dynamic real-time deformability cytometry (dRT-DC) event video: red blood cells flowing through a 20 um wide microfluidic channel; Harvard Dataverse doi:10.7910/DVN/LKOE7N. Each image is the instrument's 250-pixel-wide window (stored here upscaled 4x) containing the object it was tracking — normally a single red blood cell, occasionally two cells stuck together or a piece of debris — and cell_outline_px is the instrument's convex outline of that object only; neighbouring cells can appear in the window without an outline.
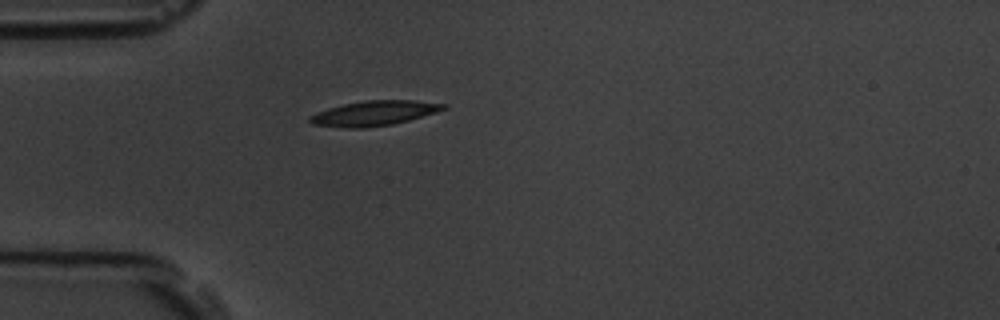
{"species": "common noctule bat (a hibernating species)", "species_latin": "Nyctalus noctula", "temperature_condition": "room temperature", "stored_images_in_passage": 1, "camera_frame_rate_fps": 3000, "um_per_image_px": 0.085, "animal": {"sex": "male", "body_mass_g": 19.5, "forearm_length_mm": 54.6}, "frame": {"image": 1, "passage_image": 1, "time_ms": 0.0, "image_size_px": [1000, 320], "cell_outline_px": [[448, 108], [436, 112], [408, 120], [392, 124], [364, 128], [344, 128], [312, 124], [308, 120], [308, 116], [316, 112], [328, 108], [344, 104], [364, 100], [412, 100], [448, 104]], "centroid_in_image_um": [31.77, 9.62], "position_along_channel_um": 53.2, "area_um2": 19.42}}